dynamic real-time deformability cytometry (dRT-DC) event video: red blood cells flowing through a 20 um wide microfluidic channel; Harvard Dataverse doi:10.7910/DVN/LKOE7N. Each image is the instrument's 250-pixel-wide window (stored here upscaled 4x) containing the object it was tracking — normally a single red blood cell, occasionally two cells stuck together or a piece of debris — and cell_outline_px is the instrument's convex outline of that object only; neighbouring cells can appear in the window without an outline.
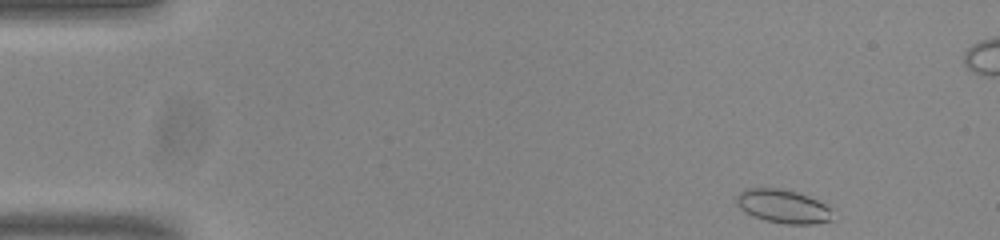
{"species": "common noctule bat (a hibernating species)", "species_latin": "Nyctalus noctula", "temperature_condition": "room temperature", "stored_images_in_passage": 50, "camera_frame_rate_fps": 3000, "um_per_image_px": 0.085, "animal": {"sex": "male", "body_mass_g": 20.0, "forearm_length_mm": 53.3}, "frame": {"image": 1, "passage_image": 1, "time_ms": 0.0, "image_size_px": [1000, 240], "cell_outline_px": [[832, 220], [812, 224], [788, 224], [764, 220], [744, 212], [736, 204], [736, 196], [744, 188], [780, 188], [796, 192], [808, 196], [824, 204], [828, 208]], "centroid_in_image_um": [66.49, 17.53], "position_along_channel_um": 18.5, "area_um2": 18.61}}
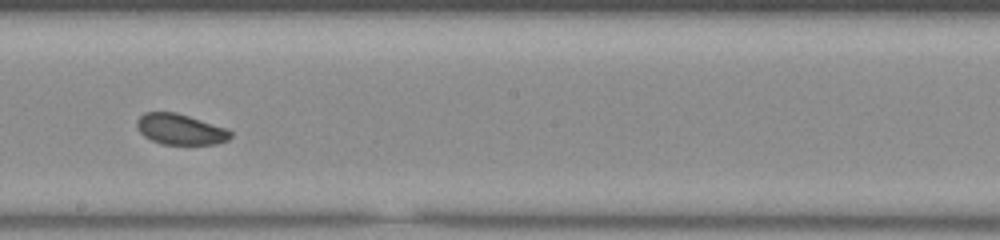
{"frame": {"image": 2, "passage_image": 26, "time_ms": 8.333, "image_size_px": [1000, 240], "cell_outline_px": [[232, 136], [228, 140], [216, 144], [164, 144], [152, 140], [144, 136], [136, 128], [136, 120], [144, 112], [176, 112], [224, 128], [232, 132]], "centroid_in_image_um": [15.29, 10.99], "position_along_channel_um": 232.9, "area_um2": 16.59}}
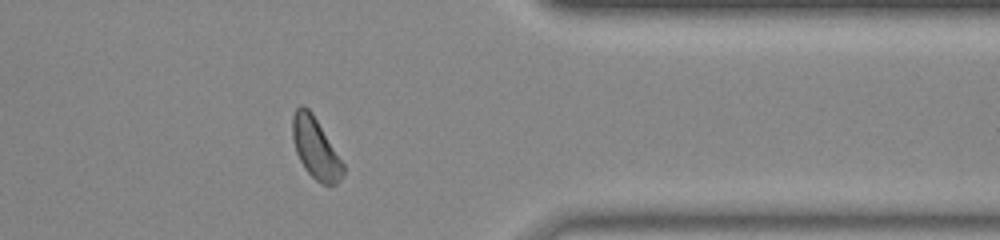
{"frame": {"image": 3, "passage_image": 39, "time_ms": 12.667, "image_size_px": [1000, 240], "cell_outline_px": [[344, 176], [336, 184], [320, 184], [304, 168], [296, 152], [292, 136], [292, 116], [296, 108], [300, 104], [304, 104], [312, 112], [344, 164]], "centroid_in_image_um": [26.81, 12.58], "position_along_channel_um": 384.6, "area_um2": 17.98}}